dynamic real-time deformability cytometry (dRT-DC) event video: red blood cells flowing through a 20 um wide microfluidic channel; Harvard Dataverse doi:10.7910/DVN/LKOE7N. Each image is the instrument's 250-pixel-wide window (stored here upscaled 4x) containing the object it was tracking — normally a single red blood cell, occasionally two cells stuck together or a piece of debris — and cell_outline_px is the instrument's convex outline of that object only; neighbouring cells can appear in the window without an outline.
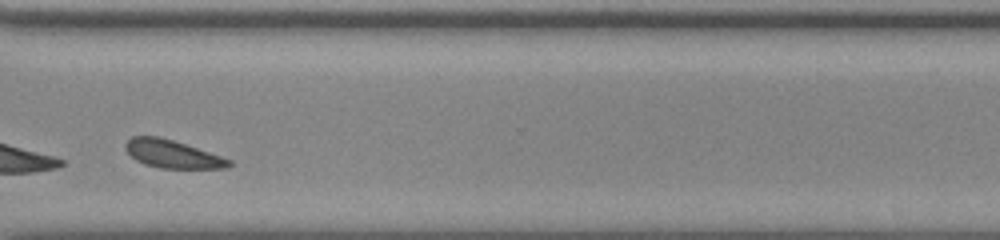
{"species": "common noctule bat (a hibernating species)", "species_latin": "Nyctalus noctula", "temperature_condition": "room temperature", "stored_images_in_passage": 31, "camera_frame_rate_fps": 3000, "um_per_image_px": 0.085, "animal": {"sex": "male", "body_mass_g": 20.0, "forearm_length_mm": 53.3}, "frame": {"image": 1, "passage_image": 27, "time_ms": 8.667, "image_size_px": [1000, 240], "cell_outline_px": [[232, 164], [228, 168], [160, 168], [144, 164], [136, 160], [124, 148], [124, 144], [132, 136], [160, 136], [232, 160]], "centroid_in_image_um": [14.62, 13.09], "position_along_channel_um": 356.0, "area_um2": 16.65}, "authors_computed_cell_mechanics": {"area_um2": 17.3978, "velocity_mm_per_s": 3.7373, "shape_relaxation_time_tau1_ms": null, "shape_relaxation_time_tau2_ms": 6.422, "deformation_change_tau1": null, "deformation_change_tau2": 0.1652}}